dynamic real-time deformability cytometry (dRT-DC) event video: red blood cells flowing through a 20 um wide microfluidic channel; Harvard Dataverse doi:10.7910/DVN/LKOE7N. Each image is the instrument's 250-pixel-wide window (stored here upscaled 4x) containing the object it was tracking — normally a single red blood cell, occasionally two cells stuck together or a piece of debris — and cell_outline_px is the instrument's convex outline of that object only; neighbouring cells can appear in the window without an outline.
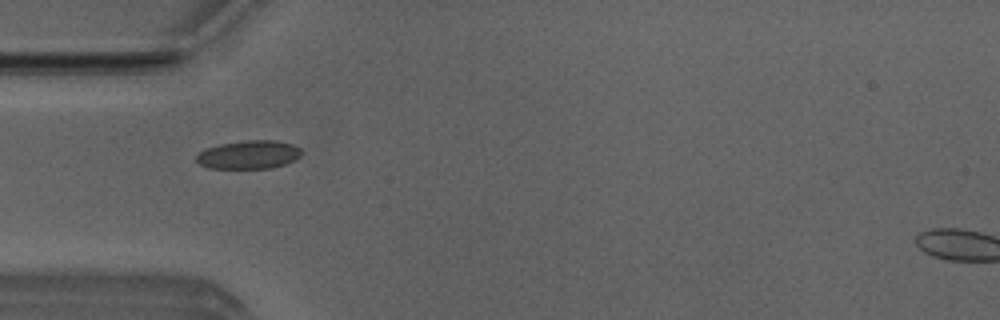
{"species": "Egyptian fruit bat (a non-hibernating species)", "species_latin": "Rousettus aegyptiacus", "temperature_condition": "room temperature", "stored_images_in_passage": 6, "camera_frame_rate_fps": 3000, "um_per_image_px": 0.085, "animal": {"sex": "male"}, "frame": {"image": 1, "passage_image": 4, "time_ms": 1.0, "image_size_px": [1000, 320], "cell_outline_px": [[304, 152], [300, 156], [284, 164], [272, 168], [208, 168], [200, 164], [196, 160], [196, 156], [204, 148], [220, 144], [248, 140], [276, 140], [292, 144], [300, 148]], "centroid_in_image_um": [21.15, 13.14], "position_along_channel_um": 63.9, "area_um2": 17.4}}